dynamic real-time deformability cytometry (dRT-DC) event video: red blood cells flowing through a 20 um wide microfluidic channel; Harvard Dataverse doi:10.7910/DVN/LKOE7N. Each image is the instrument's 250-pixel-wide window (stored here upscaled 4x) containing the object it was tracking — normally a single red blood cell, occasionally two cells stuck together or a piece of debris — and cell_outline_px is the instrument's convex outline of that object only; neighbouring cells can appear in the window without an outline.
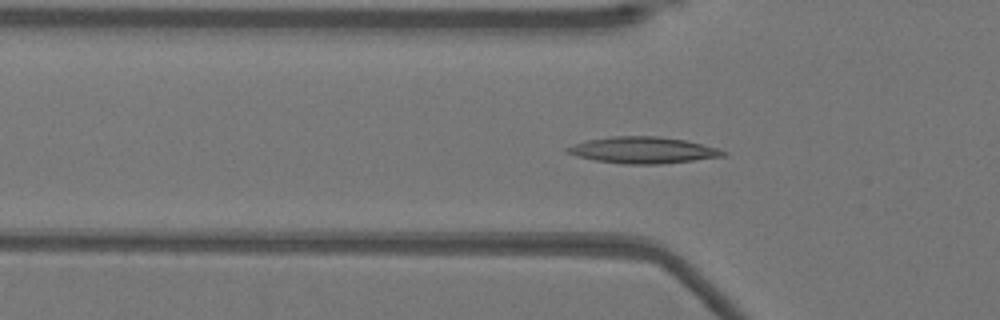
{"species": "Egyptian fruit bat (a non-hibernating species)", "species_latin": "Rousettus aegyptiacus", "temperature_condition": "warm", "stored_images_in_passage": 35, "camera_frame_rate_fps": 3000, "um_per_image_px": 0.085, "animal": {"sex": "female"}, "frame": {"image": 1, "passage_image": 16, "time_ms": 5.0, "image_size_px": [1000, 320], "cell_outline_px": [[728, 152], [724, 156], [660, 164], [624, 164], [596, 160], [576, 156], [564, 152], [564, 148], [588, 140], [612, 136], [656, 136], [684, 140], [716, 148]], "centroid_in_image_um": [54.61, 12.76], "position_along_channel_um": 71.2, "area_um2": 23.7}}
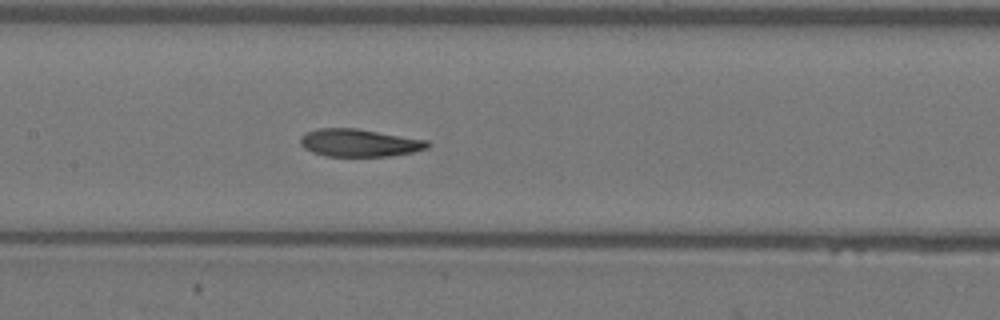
{"frame": {"image": 2, "passage_image": 24, "time_ms": 7.667, "image_size_px": [1000, 320], "cell_outline_px": [[432, 144], [428, 148], [412, 152], [388, 156], [324, 156], [312, 152], [304, 148], [300, 144], [300, 136], [316, 128], [356, 128], [428, 140]], "centroid_in_image_um": [30.54, 12.14], "position_along_channel_um": 176.9, "area_um2": 20.58}}
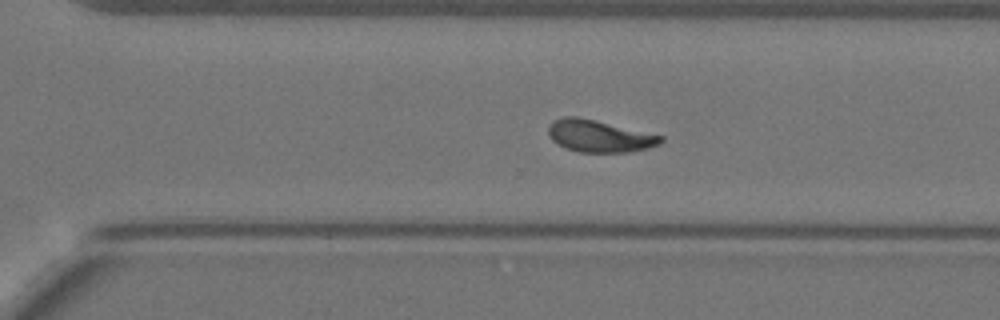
{"frame": {"image": 3, "passage_image": 35, "time_ms": 11.333, "image_size_px": [1000, 320], "cell_outline_px": [[664, 140], [660, 144], [648, 148], [628, 152], [580, 152], [564, 148], [556, 144], [552, 140], [548, 132], [548, 128], [552, 120], [564, 116], [576, 116], [664, 136]], "centroid_in_image_um": [50.92, 11.57], "position_along_channel_um": 319.7, "area_um2": 20.98}}